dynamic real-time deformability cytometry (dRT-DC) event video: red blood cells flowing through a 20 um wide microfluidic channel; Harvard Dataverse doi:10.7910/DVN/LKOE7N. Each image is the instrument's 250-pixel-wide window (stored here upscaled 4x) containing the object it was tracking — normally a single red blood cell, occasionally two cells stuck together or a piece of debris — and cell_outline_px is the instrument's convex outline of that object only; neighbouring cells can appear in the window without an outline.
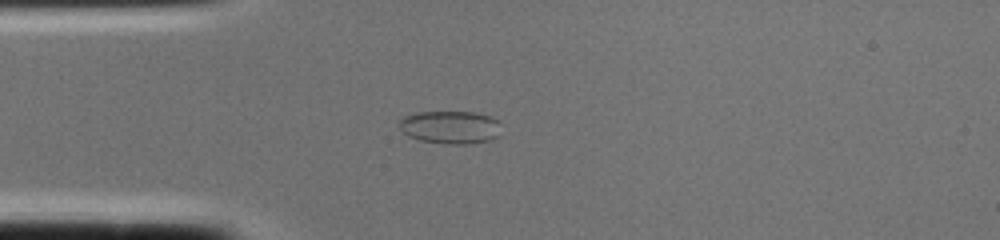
{"species": "common noctule bat (a hibernating species)", "species_latin": "Nyctalus noctula", "temperature_condition": "cold", "stored_images_in_passage": 1, "camera_frame_rate_fps": 3000, "um_per_image_px": 0.085, "animal": {"sex": "female", "body_mass_g": 22.0, "forearm_length_mm": 56.7}, "frame": {"image": 1, "passage_image": 1, "time_ms": 0.0, "image_size_px": [1000, 240], "cell_outline_px": [[500, 136], [492, 140], [468, 144], [444, 144], [420, 140], [408, 136], [400, 128], [400, 120], [404, 116], [416, 112], [476, 112], [492, 116], [500, 120]], "centroid_in_image_um": [38.34, 10.81], "position_along_channel_um": 46.7, "area_um2": 19.94}}